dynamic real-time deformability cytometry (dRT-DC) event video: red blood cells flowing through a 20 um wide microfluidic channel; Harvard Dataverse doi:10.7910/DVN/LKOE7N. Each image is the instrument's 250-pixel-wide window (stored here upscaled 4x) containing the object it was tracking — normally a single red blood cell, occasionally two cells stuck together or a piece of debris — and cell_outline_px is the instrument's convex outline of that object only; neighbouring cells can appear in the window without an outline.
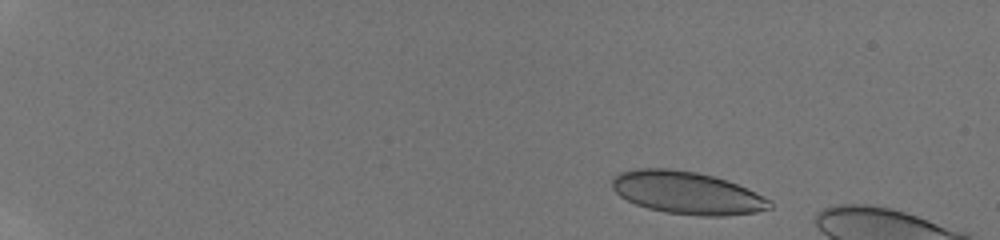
{"species": "human", "species_latin": "Homo sapiens", "temperature_condition": "room temperature", "stored_images_in_passage": 8, "camera_frame_rate_fps": 3000, "um_per_image_px": 0.085, "donor": {"sex": "male"}, "frame": {"image": 1, "passage_image": 2, "time_ms": 0.667, "image_size_px": [1000, 240], "cell_outline_px": [[772, 208], [756, 212], [724, 216], [700, 216], [664, 212], [648, 208], [636, 204], [620, 196], [612, 188], [612, 180], [620, 172], [636, 168], [672, 168], [696, 172], [712, 176], [736, 184], [764, 196], [772, 200]], "centroid_in_image_um": [58.4, 16.39], "position_along_channel_um": 26.6, "area_um2": 39.02}}